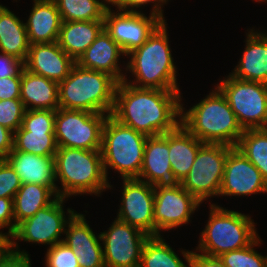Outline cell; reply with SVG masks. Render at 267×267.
Instances as JSON below:
<instances>
[{
    "instance_id": "4316f807",
    "label": "cell",
    "mask_w": 267,
    "mask_h": 267,
    "mask_svg": "<svg viewBox=\"0 0 267 267\" xmlns=\"http://www.w3.org/2000/svg\"><path fill=\"white\" fill-rule=\"evenodd\" d=\"M30 43L25 23L8 8L0 5V52L25 62Z\"/></svg>"
},
{
    "instance_id": "d6a6232c",
    "label": "cell",
    "mask_w": 267,
    "mask_h": 267,
    "mask_svg": "<svg viewBox=\"0 0 267 267\" xmlns=\"http://www.w3.org/2000/svg\"><path fill=\"white\" fill-rule=\"evenodd\" d=\"M259 236L248 246L223 253L219 258L226 267H267V255L257 253L254 246H258Z\"/></svg>"
},
{
    "instance_id": "74e56055",
    "label": "cell",
    "mask_w": 267,
    "mask_h": 267,
    "mask_svg": "<svg viewBox=\"0 0 267 267\" xmlns=\"http://www.w3.org/2000/svg\"><path fill=\"white\" fill-rule=\"evenodd\" d=\"M169 0H108V5L111 4L115 6L118 10L124 12H133V13H141V11H137L135 9L145 6L148 3H153L151 15L159 17L163 22H165L163 16L162 6L163 4H167L166 2Z\"/></svg>"
},
{
    "instance_id": "7bdbcfd3",
    "label": "cell",
    "mask_w": 267,
    "mask_h": 267,
    "mask_svg": "<svg viewBox=\"0 0 267 267\" xmlns=\"http://www.w3.org/2000/svg\"><path fill=\"white\" fill-rule=\"evenodd\" d=\"M18 247L12 239V253L0 263V267H31L29 254L25 250L20 251Z\"/></svg>"
},
{
    "instance_id": "83f0119b",
    "label": "cell",
    "mask_w": 267,
    "mask_h": 267,
    "mask_svg": "<svg viewBox=\"0 0 267 267\" xmlns=\"http://www.w3.org/2000/svg\"><path fill=\"white\" fill-rule=\"evenodd\" d=\"M56 197L58 196L47 186L34 183L22 184L13 198L15 229L20 222L50 205Z\"/></svg>"
},
{
    "instance_id": "277c9868",
    "label": "cell",
    "mask_w": 267,
    "mask_h": 267,
    "mask_svg": "<svg viewBox=\"0 0 267 267\" xmlns=\"http://www.w3.org/2000/svg\"><path fill=\"white\" fill-rule=\"evenodd\" d=\"M55 181L62 185L58 196L68 198L73 195H101L112 188L106 178L100 150H84L58 147L55 153Z\"/></svg>"
},
{
    "instance_id": "ac0fdd59",
    "label": "cell",
    "mask_w": 267,
    "mask_h": 267,
    "mask_svg": "<svg viewBox=\"0 0 267 267\" xmlns=\"http://www.w3.org/2000/svg\"><path fill=\"white\" fill-rule=\"evenodd\" d=\"M63 242L73 249L80 267H105L100 234L96 236L82 213L68 221Z\"/></svg>"
},
{
    "instance_id": "f1b7e54d",
    "label": "cell",
    "mask_w": 267,
    "mask_h": 267,
    "mask_svg": "<svg viewBox=\"0 0 267 267\" xmlns=\"http://www.w3.org/2000/svg\"><path fill=\"white\" fill-rule=\"evenodd\" d=\"M62 22L104 21L108 0H54ZM107 2V3H106Z\"/></svg>"
},
{
    "instance_id": "836d02e7",
    "label": "cell",
    "mask_w": 267,
    "mask_h": 267,
    "mask_svg": "<svg viewBox=\"0 0 267 267\" xmlns=\"http://www.w3.org/2000/svg\"><path fill=\"white\" fill-rule=\"evenodd\" d=\"M56 110H26L21 127L27 131H54Z\"/></svg>"
},
{
    "instance_id": "9c48e42d",
    "label": "cell",
    "mask_w": 267,
    "mask_h": 267,
    "mask_svg": "<svg viewBox=\"0 0 267 267\" xmlns=\"http://www.w3.org/2000/svg\"><path fill=\"white\" fill-rule=\"evenodd\" d=\"M108 114L58 108L54 134L57 147L100 150Z\"/></svg>"
},
{
    "instance_id": "ba28073f",
    "label": "cell",
    "mask_w": 267,
    "mask_h": 267,
    "mask_svg": "<svg viewBox=\"0 0 267 267\" xmlns=\"http://www.w3.org/2000/svg\"><path fill=\"white\" fill-rule=\"evenodd\" d=\"M216 88L226 98L243 128H267V84L237 79L230 74Z\"/></svg>"
},
{
    "instance_id": "d4e9b609",
    "label": "cell",
    "mask_w": 267,
    "mask_h": 267,
    "mask_svg": "<svg viewBox=\"0 0 267 267\" xmlns=\"http://www.w3.org/2000/svg\"><path fill=\"white\" fill-rule=\"evenodd\" d=\"M204 144L181 123L174 130L169 131V161L171 169L180 183L187 176L198 150Z\"/></svg>"
},
{
    "instance_id": "8992f818",
    "label": "cell",
    "mask_w": 267,
    "mask_h": 267,
    "mask_svg": "<svg viewBox=\"0 0 267 267\" xmlns=\"http://www.w3.org/2000/svg\"><path fill=\"white\" fill-rule=\"evenodd\" d=\"M210 217L196 250L219 257L250 245L258 234L250 216L210 203Z\"/></svg>"
},
{
    "instance_id": "e575fe53",
    "label": "cell",
    "mask_w": 267,
    "mask_h": 267,
    "mask_svg": "<svg viewBox=\"0 0 267 267\" xmlns=\"http://www.w3.org/2000/svg\"><path fill=\"white\" fill-rule=\"evenodd\" d=\"M25 111L20 98L0 100V124L15 132L22 125Z\"/></svg>"
},
{
    "instance_id": "e0dca14e",
    "label": "cell",
    "mask_w": 267,
    "mask_h": 267,
    "mask_svg": "<svg viewBox=\"0 0 267 267\" xmlns=\"http://www.w3.org/2000/svg\"><path fill=\"white\" fill-rule=\"evenodd\" d=\"M138 179L153 185L154 188L180 185L169 161V132L147 138Z\"/></svg>"
},
{
    "instance_id": "ee69618b",
    "label": "cell",
    "mask_w": 267,
    "mask_h": 267,
    "mask_svg": "<svg viewBox=\"0 0 267 267\" xmlns=\"http://www.w3.org/2000/svg\"><path fill=\"white\" fill-rule=\"evenodd\" d=\"M14 132L0 124V159H5L13 150Z\"/></svg>"
},
{
    "instance_id": "cb8c5ba5",
    "label": "cell",
    "mask_w": 267,
    "mask_h": 267,
    "mask_svg": "<svg viewBox=\"0 0 267 267\" xmlns=\"http://www.w3.org/2000/svg\"><path fill=\"white\" fill-rule=\"evenodd\" d=\"M20 99L26 110H57L59 108L58 82L34 74L23 68L20 84Z\"/></svg>"
},
{
    "instance_id": "8d00e7d4",
    "label": "cell",
    "mask_w": 267,
    "mask_h": 267,
    "mask_svg": "<svg viewBox=\"0 0 267 267\" xmlns=\"http://www.w3.org/2000/svg\"><path fill=\"white\" fill-rule=\"evenodd\" d=\"M22 182L11 165L0 159V198H14Z\"/></svg>"
},
{
    "instance_id": "60d3db41",
    "label": "cell",
    "mask_w": 267,
    "mask_h": 267,
    "mask_svg": "<svg viewBox=\"0 0 267 267\" xmlns=\"http://www.w3.org/2000/svg\"><path fill=\"white\" fill-rule=\"evenodd\" d=\"M21 74L0 78V100L20 98Z\"/></svg>"
},
{
    "instance_id": "4dcf8cb0",
    "label": "cell",
    "mask_w": 267,
    "mask_h": 267,
    "mask_svg": "<svg viewBox=\"0 0 267 267\" xmlns=\"http://www.w3.org/2000/svg\"><path fill=\"white\" fill-rule=\"evenodd\" d=\"M236 148L258 168L267 182V128L244 130Z\"/></svg>"
},
{
    "instance_id": "b9f144b4",
    "label": "cell",
    "mask_w": 267,
    "mask_h": 267,
    "mask_svg": "<svg viewBox=\"0 0 267 267\" xmlns=\"http://www.w3.org/2000/svg\"><path fill=\"white\" fill-rule=\"evenodd\" d=\"M24 62L12 55L0 52V78L22 74Z\"/></svg>"
},
{
    "instance_id": "52a82bcc",
    "label": "cell",
    "mask_w": 267,
    "mask_h": 267,
    "mask_svg": "<svg viewBox=\"0 0 267 267\" xmlns=\"http://www.w3.org/2000/svg\"><path fill=\"white\" fill-rule=\"evenodd\" d=\"M147 138L108 115L102 129L100 149L106 178L110 167L120 173L122 179L138 178Z\"/></svg>"
},
{
    "instance_id": "f6af8a7d",
    "label": "cell",
    "mask_w": 267,
    "mask_h": 267,
    "mask_svg": "<svg viewBox=\"0 0 267 267\" xmlns=\"http://www.w3.org/2000/svg\"><path fill=\"white\" fill-rule=\"evenodd\" d=\"M11 236L0 232V263L12 253Z\"/></svg>"
},
{
    "instance_id": "ffe728a7",
    "label": "cell",
    "mask_w": 267,
    "mask_h": 267,
    "mask_svg": "<svg viewBox=\"0 0 267 267\" xmlns=\"http://www.w3.org/2000/svg\"><path fill=\"white\" fill-rule=\"evenodd\" d=\"M121 55L125 54L119 44L103 29L76 64L86 69L107 73L119 83L126 77L118 64Z\"/></svg>"
},
{
    "instance_id": "d590c367",
    "label": "cell",
    "mask_w": 267,
    "mask_h": 267,
    "mask_svg": "<svg viewBox=\"0 0 267 267\" xmlns=\"http://www.w3.org/2000/svg\"><path fill=\"white\" fill-rule=\"evenodd\" d=\"M45 258L46 267H80L77 255L64 242L48 248Z\"/></svg>"
},
{
    "instance_id": "3957f363",
    "label": "cell",
    "mask_w": 267,
    "mask_h": 267,
    "mask_svg": "<svg viewBox=\"0 0 267 267\" xmlns=\"http://www.w3.org/2000/svg\"><path fill=\"white\" fill-rule=\"evenodd\" d=\"M184 109L181 104L180 123L201 142L236 147L244 130L217 88L189 110Z\"/></svg>"
},
{
    "instance_id": "6da1fadb",
    "label": "cell",
    "mask_w": 267,
    "mask_h": 267,
    "mask_svg": "<svg viewBox=\"0 0 267 267\" xmlns=\"http://www.w3.org/2000/svg\"><path fill=\"white\" fill-rule=\"evenodd\" d=\"M180 94V90L139 88L122 81L116 86L111 116L148 137L162 135L180 124Z\"/></svg>"
},
{
    "instance_id": "7c38bea8",
    "label": "cell",
    "mask_w": 267,
    "mask_h": 267,
    "mask_svg": "<svg viewBox=\"0 0 267 267\" xmlns=\"http://www.w3.org/2000/svg\"><path fill=\"white\" fill-rule=\"evenodd\" d=\"M65 198L56 197L48 206L38 210L34 216L20 222L11 236V239L39 244H48L49 248L63 242L61 234L65 233L66 225L76 213L67 209L68 219L63 210Z\"/></svg>"
},
{
    "instance_id": "ab89813d",
    "label": "cell",
    "mask_w": 267,
    "mask_h": 267,
    "mask_svg": "<svg viewBox=\"0 0 267 267\" xmlns=\"http://www.w3.org/2000/svg\"><path fill=\"white\" fill-rule=\"evenodd\" d=\"M12 198H0V229L7 228L8 236H12L15 231V221Z\"/></svg>"
},
{
    "instance_id": "484cf974",
    "label": "cell",
    "mask_w": 267,
    "mask_h": 267,
    "mask_svg": "<svg viewBox=\"0 0 267 267\" xmlns=\"http://www.w3.org/2000/svg\"><path fill=\"white\" fill-rule=\"evenodd\" d=\"M104 29V21L62 22L59 46L76 62Z\"/></svg>"
},
{
    "instance_id": "f35d334b",
    "label": "cell",
    "mask_w": 267,
    "mask_h": 267,
    "mask_svg": "<svg viewBox=\"0 0 267 267\" xmlns=\"http://www.w3.org/2000/svg\"><path fill=\"white\" fill-rule=\"evenodd\" d=\"M189 267H226L219 257L181 250Z\"/></svg>"
},
{
    "instance_id": "5bb4252c",
    "label": "cell",
    "mask_w": 267,
    "mask_h": 267,
    "mask_svg": "<svg viewBox=\"0 0 267 267\" xmlns=\"http://www.w3.org/2000/svg\"><path fill=\"white\" fill-rule=\"evenodd\" d=\"M200 204L181 184L176 187L154 188V236H160L162 230H171L189 223L191 214Z\"/></svg>"
},
{
    "instance_id": "5b68a950",
    "label": "cell",
    "mask_w": 267,
    "mask_h": 267,
    "mask_svg": "<svg viewBox=\"0 0 267 267\" xmlns=\"http://www.w3.org/2000/svg\"><path fill=\"white\" fill-rule=\"evenodd\" d=\"M117 81L107 73L74 64L58 83L59 108L111 115Z\"/></svg>"
},
{
    "instance_id": "8fae6325",
    "label": "cell",
    "mask_w": 267,
    "mask_h": 267,
    "mask_svg": "<svg viewBox=\"0 0 267 267\" xmlns=\"http://www.w3.org/2000/svg\"><path fill=\"white\" fill-rule=\"evenodd\" d=\"M100 236L105 267H139L144 244L150 237L117 218Z\"/></svg>"
},
{
    "instance_id": "bcb514c9",
    "label": "cell",
    "mask_w": 267,
    "mask_h": 267,
    "mask_svg": "<svg viewBox=\"0 0 267 267\" xmlns=\"http://www.w3.org/2000/svg\"><path fill=\"white\" fill-rule=\"evenodd\" d=\"M256 2H264V1H267V0H255Z\"/></svg>"
},
{
    "instance_id": "4fadbf2b",
    "label": "cell",
    "mask_w": 267,
    "mask_h": 267,
    "mask_svg": "<svg viewBox=\"0 0 267 267\" xmlns=\"http://www.w3.org/2000/svg\"><path fill=\"white\" fill-rule=\"evenodd\" d=\"M112 12L109 7L104 17V30L119 44L125 56L140 47L163 22L159 17L145 14Z\"/></svg>"
},
{
    "instance_id": "2e32d148",
    "label": "cell",
    "mask_w": 267,
    "mask_h": 267,
    "mask_svg": "<svg viewBox=\"0 0 267 267\" xmlns=\"http://www.w3.org/2000/svg\"><path fill=\"white\" fill-rule=\"evenodd\" d=\"M267 193L261 172L240 150L232 147L227 155L219 196H248Z\"/></svg>"
},
{
    "instance_id": "1f68e13d",
    "label": "cell",
    "mask_w": 267,
    "mask_h": 267,
    "mask_svg": "<svg viewBox=\"0 0 267 267\" xmlns=\"http://www.w3.org/2000/svg\"><path fill=\"white\" fill-rule=\"evenodd\" d=\"M160 236H150L144 244L139 267H189ZM187 265V266H186Z\"/></svg>"
},
{
    "instance_id": "7402d4cb",
    "label": "cell",
    "mask_w": 267,
    "mask_h": 267,
    "mask_svg": "<svg viewBox=\"0 0 267 267\" xmlns=\"http://www.w3.org/2000/svg\"><path fill=\"white\" fill-rule=\"evenodd\" d=\"M246 36L243 55L230 75L240 80L267 84V33L251 29Z\"/></svg>"
},
{
    "instance_id": "30bf717a",
    "label": "cell",
    "mask_w": 267,
    "mask_h": 267,
    "mask_svg": "<svg viewBox=\"0 0 267 267\" xmlns=\"http://www.w3.org/2000/svg\"><path fill=\"white\" fill-rule=\"evenodd\" d=\"M232 146L205 143L196 155L187 176L180 183L200 203L219 196L224 165Z\"/></svg>"
},
{
    "instance_id": "d6986e66",
    "label": "cell",
    "mask_w": 267,
    "mask_h": 267,
    "mask_svg": "<svg viewBox=\"0 0 267 267\" xmlns=\"http://www.w3.org/2000/svg\"><path fill=\"white\" fill-rule=\"evenodd\" d=\"M76 62L58 42L30 45L24 68L56 82L63 81Z\"/></svg>"
},
{
    "instance_id": "7a4b0ae2",
    "label": "cell",
    "mask_w": 267,
    "mask_h": 267,
    "mask_svg": "<svg viewBox=\"0 0 267 267\" xmlns=\"http://www.w3.org/2000/svg\"><path fill=\"white\" fill-rule=\"evenodd\" d=\"M166 25L162 22L140 47L126 55L131 57L126 70L136 79L128 82L125 77L123 81L139 88L179 90Z\"/></svg>"
},
{
    "instance_id": "9a60e30c",
    "label": "cell",
    "mask_w": 267,
    "mask_h": 267,
    "mask_svg": "<svg viewBox=\"0 0 267 267\" xmlns=\"http://www.w3.org/2000/svg\"><path fill=\"white\" fill-rule=\"evenodd\" d=\"M117 219L154 236V187L138 178L122 179Z\"/></svg>"
},
{
    "instance_id": "44dd1931",
    "label": "cell",
    "mask_w": 267,
    "mask_h": 267,
    "mask_svg": "<svg viewBox=\"0 0 267 267\" xmlns=\"http://www.w3.org/2000/svg\"><path fill=\"white\" fill-rule=\"evenodd\" d=\"M5 160L19 176L22 184L34 183L49 187L57 196L54 156H39L12 150Z\"/></svg>"
},
{
    "instance_id": "603a6c76",
    "label": "cell",
    "mask_w": 267,
    "mask_h": 267,
    "mask_svg": "<svg viewBox=\"0 0 267 267\" xmlns=\"http://www.w3.org/2000/svg\"><path fill=\"white\" fill-rule=\"evenodd\" d=\"M33 1L25 23L30 45L57 42L62 20L54 0Z\"/></svg>"
},
{
    "instance_id": "f546056e",
    "label": "cell",
    "mask_w": 267,
    "mask_h": 267,
    "mask_svg": "<svg viewBox=\"0 0 267 267\" xmlns=\"http://www.w3.org/2000/svg\"><path fill=\"white\" fill-rule=\"evenodd\" d=\"M54 131H27L21 126L14 132L13 149L39 156H55Z\"/></svg>"
}]
</instances>
